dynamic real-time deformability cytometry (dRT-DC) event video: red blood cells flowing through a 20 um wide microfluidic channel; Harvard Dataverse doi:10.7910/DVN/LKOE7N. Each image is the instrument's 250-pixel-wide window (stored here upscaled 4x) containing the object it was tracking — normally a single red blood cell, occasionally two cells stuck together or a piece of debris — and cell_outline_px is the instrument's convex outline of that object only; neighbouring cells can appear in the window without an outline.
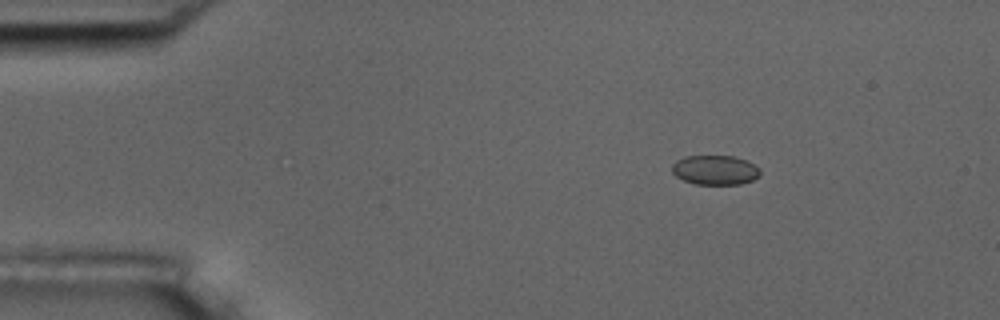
{"species": "common noctule bat (a hibernating species)", "species_latin": "Nyctalus noctula", "temperature_condition": "room temperature", "stored_images_in_passage": 4, "camera_frame_rate_fps": 3000, "um_per_image_px": 0.085, "animal": {"sex": "male", "body_mass_g": 17.5, "forearm_length_mm": 52.3}, "frame": {"image": 1, "passage_image": 2, "time_ms": 1.0, "image_size_px": [1000, 320], "cell_outline_px": [[760, 176], [752, 180], [740, 184], [696, 184], [684, 180], [676, 176], [672, 172], [672, 164], [676, 160], [684, 156], [732, 156], [744, 160], [760, 168]], "centroid_in_image_um": [60.76, 14.45], "position_along_channel_um": 24.2, "area_um2": 15.09}}